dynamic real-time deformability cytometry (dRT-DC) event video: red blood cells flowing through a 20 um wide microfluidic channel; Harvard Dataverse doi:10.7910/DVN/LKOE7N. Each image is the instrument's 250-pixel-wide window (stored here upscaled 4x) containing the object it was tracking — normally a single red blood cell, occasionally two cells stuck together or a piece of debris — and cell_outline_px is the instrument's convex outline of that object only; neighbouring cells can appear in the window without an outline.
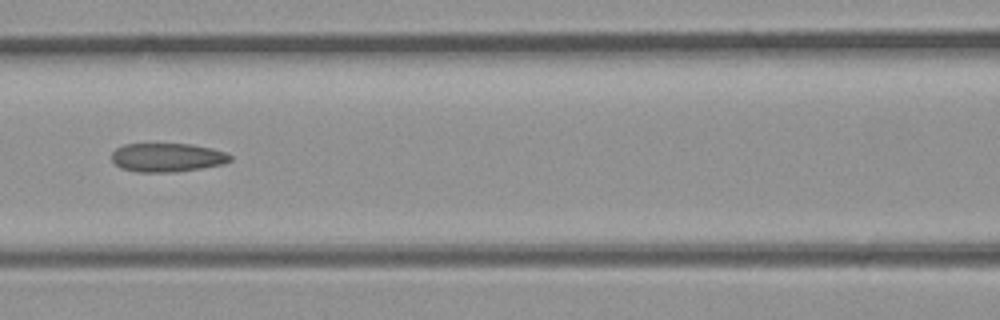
{"species": "common noctule bat (a hibernating species)", "species_latin": "Nyctalus noctula", "temperature_condition": "room temperature", "stored_images_in_passage": 34, "camera_frame_rate_fps": 3000, "um_per_image_px": 0.085, "animal": {"sex": "male", "body_mass_g": 23.1, "forearm_length_mm": 52.7}, "frame": {"image": 1, "passage_image": 15, "time_ms": 4.667, "image_size_px": [1000, 320], "cell_outline_px": [[232, 160], [224, 164], [176, 172], [140, 172], [120, 168], [112, 160], [112, 152], [116, 148], [124, 144], [192, 144], [212, 148], [228, 152], [232, 156]], "centroid_in_image_um": [14.25, 13.38], "position_along_channel_um": 152.4, "area_um2": 20.0}}
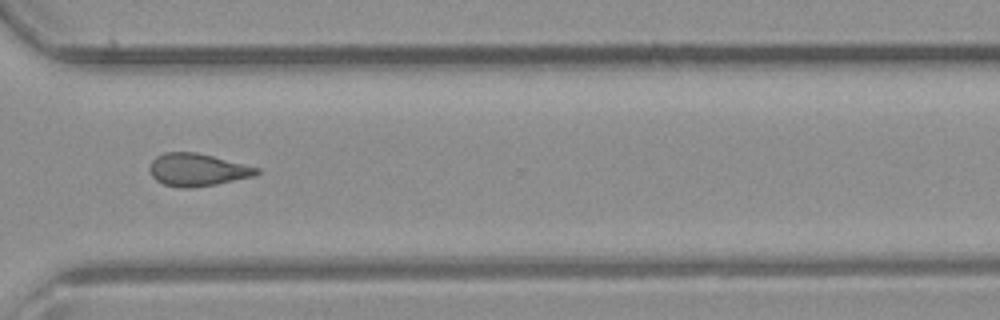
{"frame": {"image": 2, "passage_image": 25, "time_ms": 8.0, "image_size_px": [1000, 320], "cell_outline_px": [[260, 172], [256, 176], [216, 184], [188, 188], [180, 188], [164, 184], [156, 180], [148, 172], [148, 168], [152, 160], [156, 156], [164, 152], [196, 152], [260, 168]], "centroid_in_image_um": [16.76, 14.43], "position_along_channel_um": 353.8, "area_um2": 20.4}}